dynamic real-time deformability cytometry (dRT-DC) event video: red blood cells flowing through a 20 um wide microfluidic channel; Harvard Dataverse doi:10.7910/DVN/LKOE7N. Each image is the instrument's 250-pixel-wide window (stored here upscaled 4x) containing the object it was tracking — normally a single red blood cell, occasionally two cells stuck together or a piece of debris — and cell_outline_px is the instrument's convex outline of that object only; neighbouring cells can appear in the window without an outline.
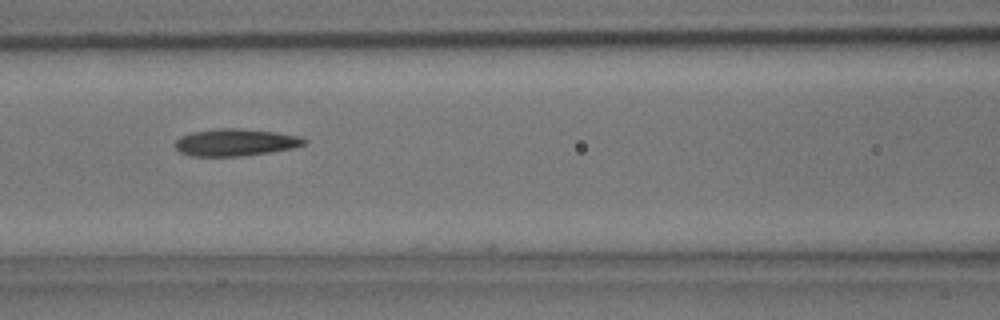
{"species": "common noctule bat (a hibernating species)", "species_latin": "Nyctalus noctula", "temperature_condition": "room temperature", "stored_images_in_passage": 4, "camera_frame_rate_fps": 3000, "um_per_image_px": 0.085, "animal": {"sex": "male", "body_mass_g": 15.6}, "frame": {"image": 1, "passage_image": 3, "time_ms": 0.667, "image_size_px": [1000, 320], "cell_outline_px": [[308, 140], [304, 144], [292, 148], [268, 152], [240, 156], [192, 156], [180, 152], [176, 148], [176, 140], [180, 136], [192, 132], [220, 128], [236, 128], [276, 132], [300, 136]], "centroid_in_image_um": [20.01, 12.1], "position_along_channel_um": 146.6, "area_um2": 20.23}}